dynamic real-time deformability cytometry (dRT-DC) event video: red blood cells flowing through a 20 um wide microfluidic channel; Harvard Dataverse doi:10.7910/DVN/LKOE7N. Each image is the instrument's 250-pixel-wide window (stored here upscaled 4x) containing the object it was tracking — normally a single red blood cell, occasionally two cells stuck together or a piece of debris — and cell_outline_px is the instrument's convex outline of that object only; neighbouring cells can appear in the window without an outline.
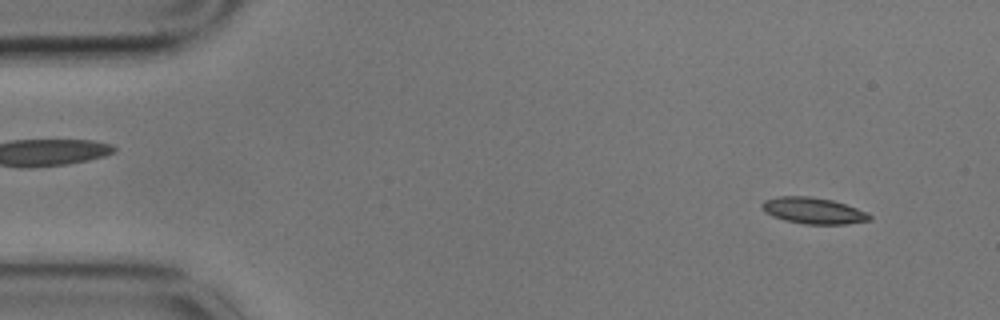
{"species": "common noctule bat (a hibernating species)", "species_latin": "Nyctalus noctula", "temperature_condition": "cold", "stored_images_in_passage": 58, "camera_frame_rate_fps": 3000, "um_per_image_px": 0.085, "animal": {"sex": "male", "body_mass_g": 17.9}, "frame": {"image": 1, "passage_image": 4, "time_ms": 1.0, "image_size_px": [1000, 320], "cell_outline_px": [[872, 220], [848, 224], [804, 224], [784, 220], [772, 216], [764, 212], [760, 208], [760, 204], [764, 200], [776, 196], [808, 196], [832, 200], [856, 208], [872, 216]], "centroid_in_image_um": [69.07, 17.91], "position_along_channel_um": 15.9, "area_um2": 16.59}}
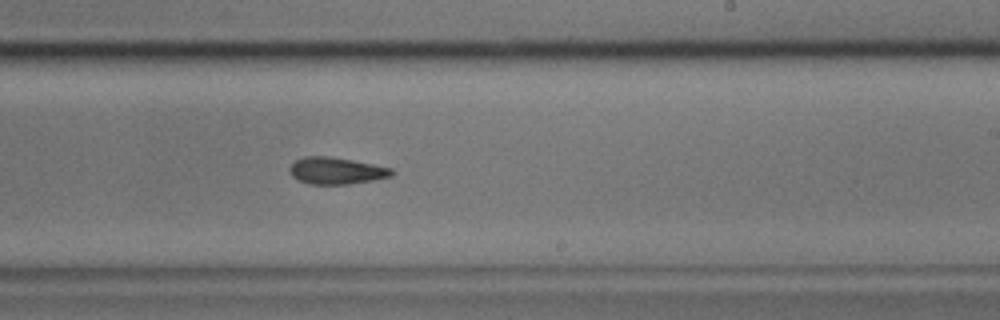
{"frame": {"image": 2, "passage_image": 34, "time_ms": 11.0, "image_size_px": [1000, 320], "cell_outline_px": [[396, 172], [392, 176], [372, 180], [348, 184], [308, 184], [292, 176], [292, 164], [296, 160], [304, 156], [328, 156], [352, 160], [392, 168]], "centroid_in_image_um": [28.63, 14.51], "position_along_channel_um": 260.4, "area_um2": 15.72}}
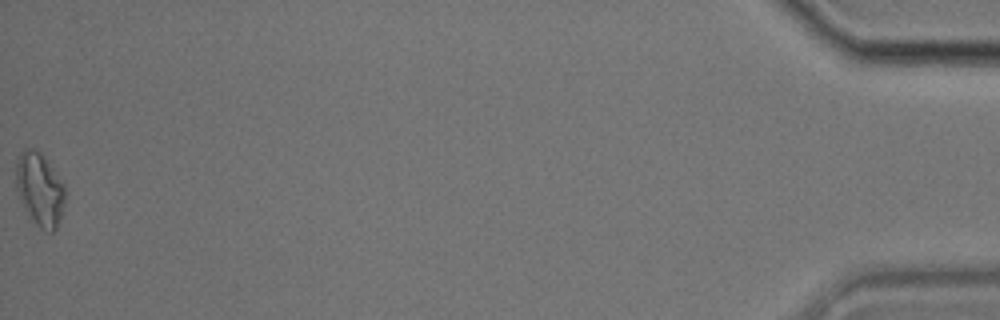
{"frame": {"image": 3, "passage_image": 58, "time_ms": 19.0, "image_size_px": [1000, 320], "cell_outline_px": [[64, 204], [56, 228], [52, 232], [48, 232], [40, 228], [36, 224], [20, 200], [16, 188], [16, 156], [24, 148], [36, 148], [44, 156], [64, 184]], "centroid_in_image_um": [3.35, 16.04], "position_along_channel_um": 431.8, "area_um2": 20.81}, "authors_computed_cell_mechanics": {"area_um2": 16.5597, "velocity_mm_per_s": 3.3859, "shape_relaxation_time_tau1_ms": null, "shape_relaxation_time_tau2_ms": 10.3699, "deformation_change_tau1": null, "deformation_change_tau2": 0.2119}}